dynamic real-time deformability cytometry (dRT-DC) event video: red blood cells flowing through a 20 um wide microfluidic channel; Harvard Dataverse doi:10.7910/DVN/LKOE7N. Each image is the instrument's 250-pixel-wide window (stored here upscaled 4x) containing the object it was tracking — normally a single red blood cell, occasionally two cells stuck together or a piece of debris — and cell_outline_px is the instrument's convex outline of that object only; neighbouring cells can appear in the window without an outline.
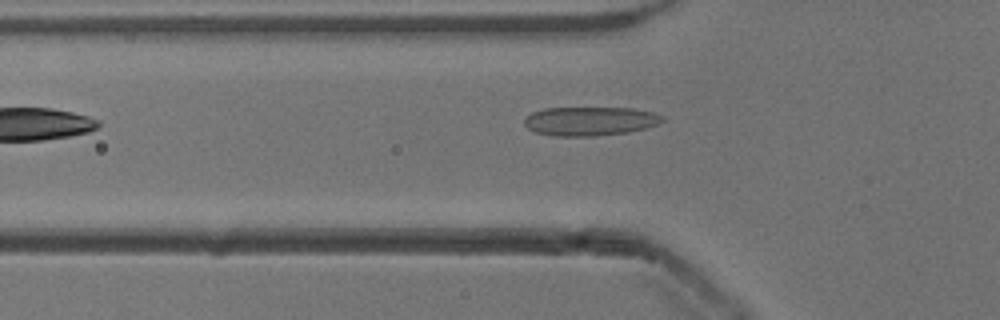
{"species": "common noctule bat (a hibernating species)", "species_latin": "Nyctalus noctula", "temperature_condition": "cold", "stored_images_in_passage": 32, "camera_frame_rate_fps": 3000, "um_per_image_px": 0.085, "animal": {"sex": "male", "body_mass_g": 13.3}, "frame": {"image": 1, "passage_image": 2, "time_ms": 0.333, "image_size_px": [1000, 320], "cell_outline_px": [[664, 120], [656, 124], [644, 128], [628, 132], [592, 136], [552, 136], [536, 132], [528, 128], [524, 124], [524, 116], [532, 112], [544, 108], [632, 108], [656, 112], [664, 116]], "centroid_in_image_um": [50.13, 10.29], "position_along_channel_um": 75.7, "area_um2": 23.35}}
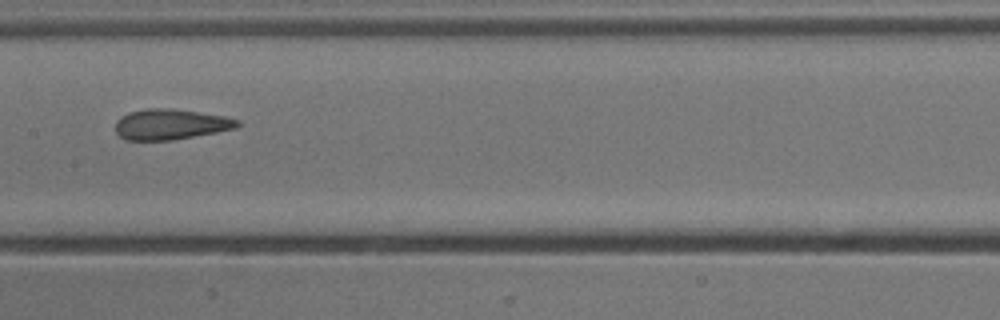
{"frame": {"image": 2, "passage_image": 11, "time_ms": 3.333, "image_size_px": [1000, 320], "cell_outline_px": [[240, 124], [236, 128], [216, 132], [172, 140], [128, 140], [120, 136], [116, 132], [116, 120], [120, 116], [128, 112], [144, 108], [168, 108], [224, 116], [240, 120]], "centroid_in_image_um": [14.47, 10.56], "position_along_channel_um": 192.9, "area_um2": 21.62}}
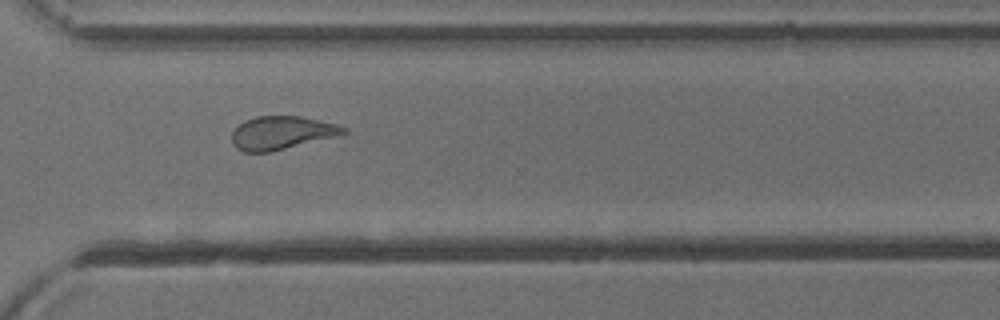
{"frame": {"image": 3, "passage_image": 23, "time_ms": 7.333, "image_size_px": [1000, 320], "cell_outline_px": [[348, 132], [336, 136], [272, 152], [244, 152], [236, 148], [232, 144], [232, 132], [244, 120], [256, 116], [300, 116], [336, 124], [348, 128]], "centroid_in_image_um": [23.93, 11.29], "position_along_channel_um": 346.7, "area_um2": 21.68}, "authors_computed_cell_mechanics": {"area_um2": 22.0507, "velocity_mm_per_s": 3.8654, "shape_relaxation_time_tau1_ms": null, "shape_relaxation_time_tau2_ms": 1.9199, "deformation_change_tau1": null, "deformation_change_tau2": 0.0722}}